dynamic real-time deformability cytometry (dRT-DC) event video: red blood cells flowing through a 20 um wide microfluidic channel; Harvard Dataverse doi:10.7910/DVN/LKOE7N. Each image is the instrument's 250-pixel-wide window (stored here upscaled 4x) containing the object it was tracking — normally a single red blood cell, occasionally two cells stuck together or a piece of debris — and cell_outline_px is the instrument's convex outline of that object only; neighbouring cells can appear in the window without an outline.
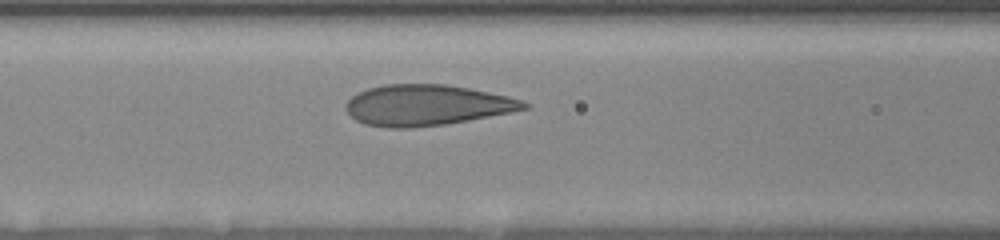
{"species": "human", "species_latin": "Homo sapiens", "temperature_condition": "room temperature", "stored_images_in_passage": 31, "camera_frame_rate_fps": 3000, "um_per_image_px": 0.085, "donor": {"sex": "female"}, "frame": {"image": 1, "passage_image": 8, "time_ms": 2.667, "image_size_px": [1000, 240], "cell_outline_px": [[532, 108], [512, 112], [468, 120], [444, 124], [412, 128], [388, 128], [364, 124], [356, 120], [344, 108], [348, 100], [352, 96], [368, 88], [384, 84], [444, 84], [468, 88], [508, 96], [524, 100], [532, 104]], "centroid_in_image_um": [36.31, 8.94], "position_along_channel_um": 130.3, "area_um2": 42.48}}
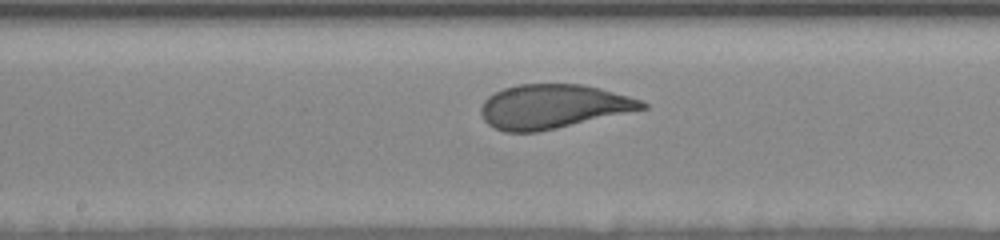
{"frame": {"image": 2, "passage_image": 14, "time_ms": 4.667, "image_size_px": [1000, 240], "cell_outline_px": [[648, 108], [540, 132], [504, 132], [492, 128], [484, 120], [480, 112], [480, 108], [484, 100], [488, 96], [504, 88], [520, 84], [584, 84], [600, 88], [628, 96], [640, 100], [648, 104]], "centroid_in_image_um": [46.98, 9.06], "position_along_channel_um": 201.2, "area_um2": 41.56}}
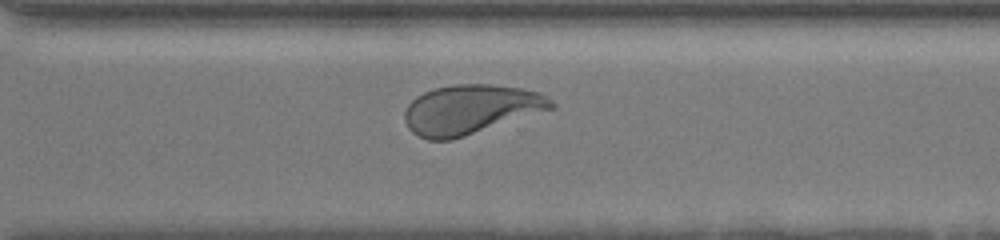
{"frame": {"image": 3, "passage_image": 23, "time_ms": 8.333, "image_size_px": [1000, 240], "cell_outline_px": [[556, 108], [452, 140], [428, 140], [412, 132], [408, 128], [404, 120], [404, 112], [408, 104], [416, 96], [424, 92], [436, 88], [456, 84], [492, 84], [520, 88], [540, 92], [548, 96], [556, 104]], "centroid_in_image_um": [40.02, 9.3], "position_along_channel_um": 330.6, "area_um2": 42.48}, "authors_computed_cell_mechanics": {"area_um2": 42.483, "velocity_mm_per_s": 3.547, "shape_relaxation_time_tau1_ms": 4.6829, "shape_relaxation_time_tau2_ms": null, "deformation_change_tau1": 0.1712, "deformation_change_tau2": null}}